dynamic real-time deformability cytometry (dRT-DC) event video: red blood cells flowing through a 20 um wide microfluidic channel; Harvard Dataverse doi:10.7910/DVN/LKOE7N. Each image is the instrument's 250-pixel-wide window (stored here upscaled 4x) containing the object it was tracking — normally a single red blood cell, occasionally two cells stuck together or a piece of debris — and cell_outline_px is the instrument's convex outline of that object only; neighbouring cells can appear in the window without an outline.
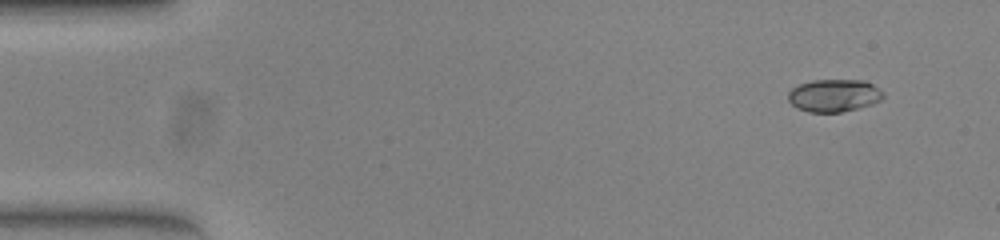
{"species": "common noctule bat (a hibernating species)", "species_latin": "Nyctalus noctula", "temperature_condition": "warm", "stored_images_in_passage": 13, "camera_frame_rate_fps": 3000, "um_per_image_px": 0.085, "animal": {"sex": "female", "body_mass_g": 23.0, "forearm_length_mm": 53.4}, "frame": {"image": 1, "passage_image": 1, "time_ms": 0.0, "image_size_px": [1000, 240], "cell_outline_px": [[884, 96], [880, 100], [872, 104], [840, 112], [808, 112], [796, 108], [788, 100], [788, 92], [792, 88], [800, 84], [812, 80], [864, 80], [872, 84], [884, 92]], "centroid_in_image_um": [70.88, 8.11], "position_along_channel_um": 14.1, "area_um2": 18.03}}
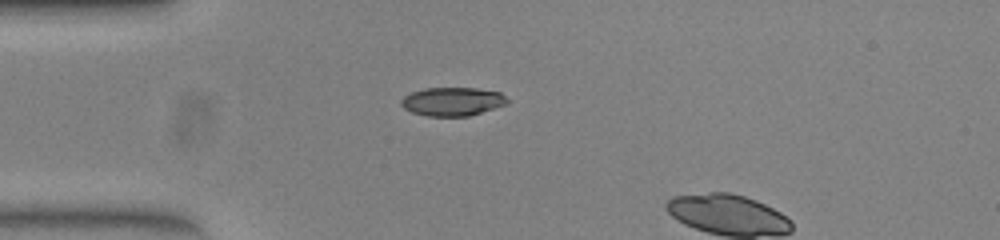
{"frame": {"image": 2, "passage_image": 11, "time_ms": 3.333, "image_size_px": [1000, 240], "cell_outline_px": [[508, 100], [504, 104], [468, 116], [428, 116], [412, 112], [404, 108], [400, 104], [400, 100], [404, 96], [412, 92], [424, 88], [476, 88], [500, 92]], "centroid_in_image_um": [38.4, 8.62], "position_along_channel_um": 46.6, "area_um2": 17.4}}